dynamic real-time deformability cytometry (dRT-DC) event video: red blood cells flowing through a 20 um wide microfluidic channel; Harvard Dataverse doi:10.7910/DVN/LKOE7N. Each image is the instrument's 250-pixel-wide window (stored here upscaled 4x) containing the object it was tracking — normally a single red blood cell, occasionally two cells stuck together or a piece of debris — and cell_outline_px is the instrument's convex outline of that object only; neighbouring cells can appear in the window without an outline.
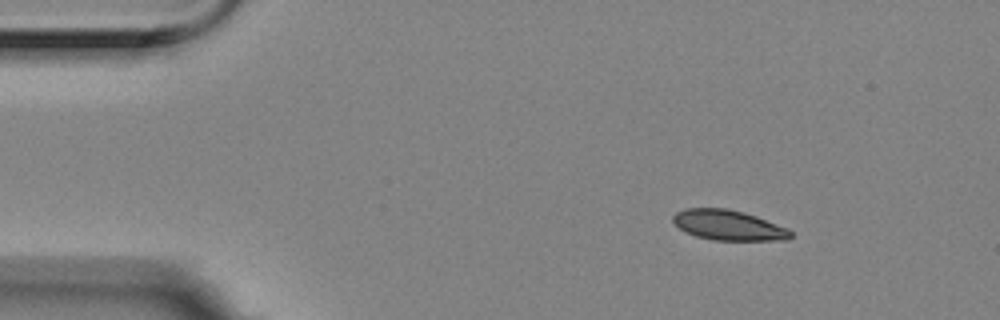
{"species": "Egyptian fruit bat (a non-hibernating species)", "species_latin": "Rousettus aegyptiacus", "temperature_condition": "room temperature", "stored_images_in_passage": 3, "camera_frame_rate_fps": 3000, "um_per_image_px": 0.085, "animal": {"sex": "female"}, "frame": {"image": 1, "passage_image": 1, "time_ms": 0.0, "image_size_px": [1000, 320], "cell_outline_px": [[792, 236], [788, 240], [712, 240], [696, 236], [680, 228], [672, 220], [672, 216], [676, 212], [688, 208], [728, 208], [744, 212], [756, 216], [788, 228], [792, 232]], "centroid_in_image_um": [61.94, 19.14], "position_along_channel_um": 23.1, "area_um2": 20.63}}